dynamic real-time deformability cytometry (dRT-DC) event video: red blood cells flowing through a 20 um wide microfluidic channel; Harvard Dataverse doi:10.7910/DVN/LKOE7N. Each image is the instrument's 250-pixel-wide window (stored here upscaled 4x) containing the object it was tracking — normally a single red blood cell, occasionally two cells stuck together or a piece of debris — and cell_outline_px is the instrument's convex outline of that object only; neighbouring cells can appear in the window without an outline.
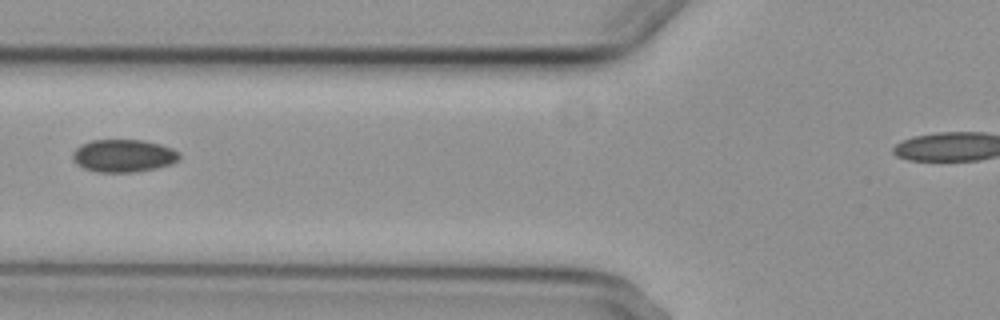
{"species": "common noctule bat (a hibernating species)", "species_latin": "Nyctalus noctula", "temperature_condition": "cold", "stored_images_in_passage": 4, "camera_frame_rate_fps": 3000, "um_per_image_px": 0.085, "animal": {"sex": "female", "body_mass_g": 29.2, "forearm_length_mm": 56.3}, "frame": {"image": 1, "passage_image": 3, "time_ms": 3.333, "image_size_px": [1000, 320], "cell_outline_px": [[180, 156], [172, 164], [156, 168], [136, 172], [96, 172], [84, 168], [76, 164], [72, 160], [72, 152], [80, 144], [92, 140], [144, 140], [160, 144], [172, 148], [180, 152]], "centroid_in_image_um": [10.47, 13.24], "position_along_channel_um": 115.3, "area_um2": 20.52}}
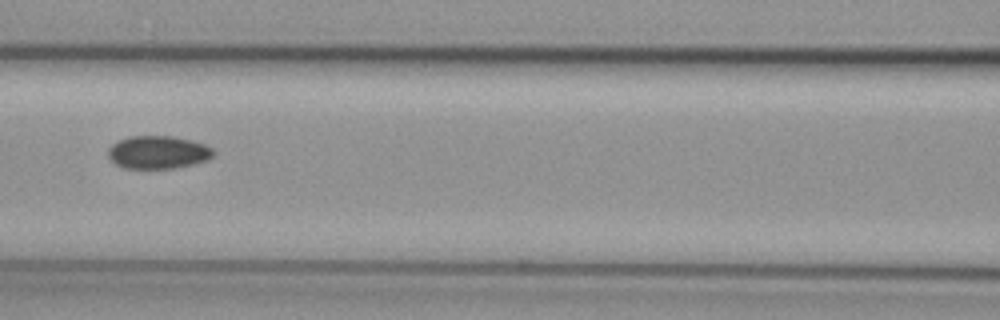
{"frame": {"image": 2, "passage_image": 4, "time_ms": 4.333, "image_size_px": [1000, 320], "cell_outline_px": [[216, 152], [208, 160], [176, 168], [124, 168], [116, 164], [108, 156], [108, 148], [112, 144], [128, 136], [172, 136], [192, 140], [204, 144], [212, 148]], "centroid_in_image_um": [13.45, 12.94], "position_along_channel_um": 153.2, "area_um2": 20.23}}